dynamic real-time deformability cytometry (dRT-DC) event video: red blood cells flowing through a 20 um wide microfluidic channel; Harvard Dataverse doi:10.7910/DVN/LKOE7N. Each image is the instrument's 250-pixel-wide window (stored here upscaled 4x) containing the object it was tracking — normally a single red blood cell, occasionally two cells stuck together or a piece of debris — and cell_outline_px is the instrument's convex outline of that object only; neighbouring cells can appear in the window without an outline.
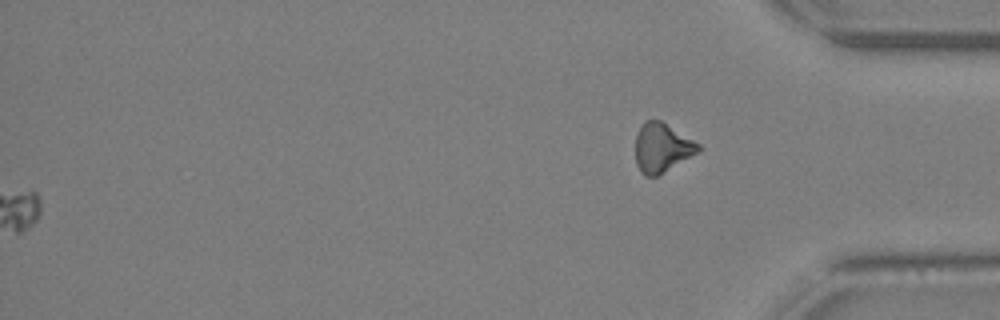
{"species": "Egyptian fruit bat (a non-hibernating species)", "species_latin": "Rousettus aegyptiacus", "temperature_condition": "warm", "stored_images_in_passage": 32, "segment_of_instrument_passage": [2, 2], "camera_frame_rate_fps": 3000, "um_per_image_px": 0.085, "animal": {"sex": "female"}, "frame": {"image": 1, "passage_image": 32, "time_ms": 10.333, "image_size_px": [1000, 320], "cell_outline_px": [[704, 148], [656, 176], [644, 176], [640, 172], [636, 164], [636, 136], [644, 120], [660, 120], [700, 144]], "centroid_in_image_um": [56.25, 12.55], "position_along_channel_um": 379.0, "area_um2": 17.69}}